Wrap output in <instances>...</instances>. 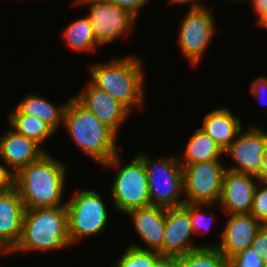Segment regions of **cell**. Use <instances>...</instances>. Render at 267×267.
Returning a JSON list of instances; mask_svg holds the SVG:
<instances>
[{
  "label": "cell",
  "instance_id": "obj_8",
  "mask_svg": "<svg viewBox=\"0 0 267 267\" xmlns=\"http://www.w3.org/2000/svg\"><path fill=\"white\" fill-rule=\"evenodd\" d=\"M226 164L211 160L182 166L185 203H219Z\"/></svg>",
  "mask_w": 267,
  "mask_h": 267
},
{
  "label": "cell",
  "instance_id": "obj_29",
  "mask_svg": "<svg viewBox=\"0 0 267 267\" xmlns=\"http://www.w3.org/2000/svg\"><path fill=\"white\" fill-rule=\"evenodd\" d=\"M251 247L256 254H261L265 264H267V225H262L257 231Z\"/></svg>",
  "mask_w": 267,
  "mask_h": 267
},
{
  "label": "cell",
  "instance_id": "obj_32",
  "mask_svg": "<svg viewBox=\"0 0 267 267\" xmlns=\"http://www.w3.org/2000/svg\"><path fill=\"white\" fill-rule=\"evenodd\" d=\"M14 187V174L0 163V192L8 191Z\"/></svg>",
  "mask_w": 267,
  "mask_h": 267
},
{
  "label": "cell",
  "instance_id": "obj_19",
  "mask_svg": "<svg viewBox=\"0 0 267 267\" xmlns=\"http://www.w3.org/2000/svg\"><path fill=\"white\" fill-rule=\"evenodd\" d=\"M229 107H218L207 113L202 119V132L210 136L225 152L244 129L239 116H234ZM237 117V118H236Z\"/></svg>",
  "mask_w": 267,
  "mask_h": 267
},
{
  "label": "cell",
  "instance_id": "obj_17",
  "mask_svg": "<svg viewBox=\"0 0 267 267\" xmlns=\"http://www.w3.org/2000/svg\"><path fill=\"white\" fill-rule=\"evenodd\" d=\"M167 208L148 206L133 209L126 213L132 219L137 235L143 240L147 247L131 243L130 246L158 251L163 256V239L165 230V216Z\"/></svg>",
  "mask_w": 267,
  "mask_h": 267
},
{
  "label": "cell",
  "instance_id": "obj_34",
  "mask_svg": "<svg viewBox=\"0 0 267 267\" xmlns=\"http://www.w3.org/2000/svg\"><path fill=\"white\" fill-rule=\"evenodd\" d=\"M203 0H168V4H176V5H184V4H190L189 9L194 10V9H207L206 5L201 3Z\"/></svg>",
  "mask_w": 267,
  "mask_h": 267
},
{
  "label": "cell",
  "instance_id": "obj_1",
  "mask_svg": "<svg viewBox=\"0 0 267 267\" xmlns=\"http://www.w3.org/2000/svg\"><path fill=\"white\" fill-rule=\"evenodd\" d=\"M62 162L47 152L14 175V187L25 210L66 206L63 198L68 166Z\"/></svg>",
  "mask_w": 267,
  "mask_h": 267
},
{
  "label": "cell",
  "instance_id": "obj_5",
  "mask_svg": "<svg viewBox=\"0 0 267 267\" xmlns=\"http://www.w3.org/2000/svg\"><path fill=\"white\" fill-rule=\"evenodd\" d=\"M136 156L143 162L147 173L150 205L167 209L183 206V173L178 155L154 159L148 153L140 152Z\"/></svg>",
  "mask_w": 267,
  "mask_h": 267
},
{
  "label": "cell",
  "instance_id": "obj_9",
  "mask_svg": "<svg viewBox=\"0 0 267 267\" xmlns=\"http://www.w3.org/2000/svg\"><path fill=\"white\" fill-rule=\"evenodd\" d=\"M73 4L89 6L87 16L91 22L93 35L102 47L117 40L120 36L130 35L137 21V18L128 10L104 0H74Z\"/></svg>",
  "mask_w": 267,
  "mask_h": 267
},
{
  "label": "cell",
  "instance_id": "obj_18",
  "mask_svg": "<svg viewBox=\"0 0 267 267\" xmlns=\"http://www.w3.org/2000/svg\"><path fill=\"white\" fill-rule=\"evenodd\" d=\"M11 128L0 135V160L15 175L24 166L38 161L48 151Z\"/></svg>",
  "mask_w": 267,
  "mask_h": 267
},
{
  "label": "cell",
  "instance_id": "obj_26",
  "mask_svg": "<svg viewBox=\"0 0 267 267\" xmlns=\"http://www.w3.org/2000/svg\"><path fill=\"white\" fill-rule=\"evenodd\" d=\"M212 207V204H190L185 203L183 207L190 213V222L194 232V235H204L210 232L211 226L213 225L214 215L213 213L201 212L200 208ZM210 216V217H209ZM209 220H208V219ZM211 222V224L209 222Z\"/></svg>",
  "mask_w": 267,
  "mask_h": 267
},
{
  "label": "cell",
  "instance_id": "obj_27",
  "mask_svg": "<svg viewBox=\"0 0 267 267\" xmlns=\"http://www.w3.org/2000/svg\"><path fill=\"white\" fill-rule=\"evenodd\" d=\"M250 214L263 225H267V185L259 183L256 186Z\"/></svg>",
  "mask_w": 267,
  "mask_h": 267
},
{
  "label": "cell",
  "instance_id": "obj_3",
  "mask_svg": "<svg viewBox=\"0 0 267 267\" xmlns=\"http://www.w3.org/2000/svg\"><path fill=\"white\" fill-rule=\"evenodd\" d=\"M63 114V127L71 136L75 145L85 156L97 164L107 163L119 153L116 144L117 134L101 121L73 96L66 101Z\"/></svg>",
  "mask_w": 267,
  "mask_h": 267
},
{
  "label": "cell",
  "instance_id": "obj_24",
  "mask_svg": "<svg viewBox=\"0 0 267 267\" xmlns=\"http://www.w3.org/2000/svg\"><path fill=\"white\" fill-rule=\"evenodd\" d=\"M178 267H227L229 260L216 246H202L177 257Z\"/></svg>",
  "mask_w": 267,
  "mask_h": 267
},
{
  "label": "cell",
  "instance_id": "obj_35",
  "mask_svg": "<svg viewBox=\"0 0 267 267\" xmlns=\"http://www.w3.org/2000/svg\"><path fill=\"white\" fill-rule=\"evenodd\" d=\"M155 267H178L176 257L163 256L155 265Z\"/></svg>",
  "mask_w": 267,
  "mask_h": 267
},
{
  "label": "cell",
  "instance_id": "obj_14",
  "mask_svg": "<svg viewBox=\"0 0 267 267\" xmlns=\"http://www.w3.org/2000/svg\"><path fill=\"white\" fill-rule=\"evenodd\" d=\"M73 97L116 134L131 114L123 104L107 92L97 89L90 82L77 96Z\"/></svg>",
  "mask_w": 267,
  "mask_h": 267
},
{
  "label": "cell",
  "instance_id": "obj_6",
  "mask_svg": "<svg viewBox=\"0 0 267 267\" xmlns=\"http://www.w3.org/2000/svg\"><path fill=\"white\" fill-rule=\"evenodd\" d=\"M119 156V153L114 155L102 165L117 169L110 190L114 208L125 215L133 209L151 206L148 178L143 162L135 155L128 164L124 165Z\"/></svg>",
  "mask_w": 267,
  "mask_h": 267
},
{
  "label": "cell",
  "instance_id": "obj_37",
  "mask_svg": "<svg viewBox=\"0 0 267 267\" xmlns=\"http://www.w3.org/2000/svg\"><path fill=\"white\" fill-rule=\"evenodd\" d=\"M261 29L267 30V17L266 19L259 25Z\"/></svg>",
  "mask_w": 267,
  "mask_h": 267
},
{
  "label": "cell",
  "instance_id": "obj_2",
  "mask_svg": "<svg viewBox=\"0 0 267 267\" xmlns=\"http://www.w3.org/2000/svg\"><path fill=\"white\" fill-rule=\"evenodd\" d=\"M136 56L127 54L108 62L88 65L91 77L89 82L97 89L110 94L130 112L135 108L143 111L145 104L146 70L143 68V60Z\"/></svg>",
  "mask_w": 267,
  "mask_h": 267
},
{
  "label": "cell",
  "instance_id": "obj_7",
  "mask_svg": "<svg viewBox=\"0 0 267 267\" xmlns=\"http://www.w3.org/2000/svg\"><path fill=\"white\" fill-rule=\"evenodd\" d=\"M105 203L103 196L94 189L73 192L66 203L68 233L72 245L104 231L109 221Z\"/></svg>",
  "mask_w": 267,
  "mask_h": 267
},
{
  "label": "cell",
  "instance_id": "obj_28",
  "mask_svg": "<svg viewBox=\"0 0 267 267\" xmlns=\"http://www.w3.org/2000/svg\"><path fill=\"white\" fill-rule=\"evenodd\" d=\"M234 267H265L261 254H256L252 247L229 259Z\"/></svg>",
  "mask_w": 267,
  "mask_h": 267
},
{
  "label": "cell",
  "instance_id": "obj_22",
  "mask_svg": "<svg viewBox=\"0 0 267 267\" xmlns=\"http://www.w3.org/2000/svg\"><path fill=\"white\" fill-rule=\"evenodd\" d=\"M9 128L17 134L23 135L28 139L34 140L40 146L50 138L56 131L37 116L22 114L17 108L9 113Z\"/></svg>",
  "mask_w": 267,
  "mask_h": 267
},
{
  "label": "cell",
  "instance_id": "obj_21",
  "mask_svg": "<svg viewBox=\"0 0 267 267\" xmlns=\"http://www.w3.org/2000/svg\"><path fill=\"white\" fill-rule=\"evenodd\" d=\"M66 103L62 105H54L46 98L29 93L18 103L16 108L27 115L37 116L44 122L49 124L55 131L63 125V114Z\"/></svg>",
  "mask_w": 267,
  "mask_h": 267
},
{
  "label": "cell",
  "instance_id": "obj_11",
  "mask_svg": "<svg viewBox=\"0 0 267 267\" xmlns=\"http://www.w3.org/2000/svg\"><path fill=\"white\" fill-rule=\"evenodd\" d=\"M234 165L227 170L258 177L267 162V131L260 126L250 125L242 129L235 141L225 150Z\"/></svg>",
  "mask_w": 267,
  "mask_h": 267
},
{
  "label": "cell",
  "instance_id": "obj_38",
  "mask_svg": "<svg viewBox=\"0 0 267 267\" xmlns=\"http://www.w3.org/2000/svg\"><path fill=\"white\" fill-rule=\"evenodd\" d=\"M227 267H234L230 262H228Z\"/></svg>",
  "mask_w": 267,
  "mask_h": 267
},
{
  "label": "cell",
  "instance_id": "obj_25",
  "mask_svg": "<svg viewBox=\"0 0 267 267\" xmlns=\"http://www.w3.org/2000/svg\"><path fill=\"white\" fill-rule=\"evenodd\" d=\"M163 256L158 251L143 250L128 245L111 267H155Z\"/></svg>",
  "mask_w": 267,
  "mask_h": 267
},
{
  "label": "cell",
  "instance_id": "obj_20",
  "mask_svg": "<svg viewBox=\"0 0 267 267\" xmlns=\"http://www.w3.org/2000/svg\"><path fill=\"white\" fill-rule=\"evenodd\" d=\"M224 155L221 147L200 128L190 137L182 155H178L179 162L182 166L205 162L211 160H221Z\"/></svg>",
  "mask_w": 267,
  "mask_h": 267
},
{
  "label": "cell",
  "instance_id": "obj_23",
  "mask_svg": "<svg viewBox=\"0 0 267 267\" xmlns=\"http://www.w3.org/2000/svg\"><path fill=\"white\" fill-rule=\"evenodd\" d=\"M62 36L67 46L77 52H95L97 47H101L95 40L88 16L72 21L63 31Z\"/></svg>",
  "mask_w": 267,
  "mask_h": 267
},
{
  "label": "cell",
  "instance_id": "obj_33",
  "mask_svg": "<svg viewBox=\"0 0 267 267\" xmlns=\"http://www.w3.org/2000/svg\"><path fill=\"white\" fill-rule=\"evenodd\" d=\"M250 1L257 14L256 25L259 26L267 17V0H245Z\"/></svg>",
  "mask_w": 267,
  "mask_h": 267
},
{
  "label": "cell",
  "instance_id": "obj_36",
  "mask_svg": "<svg viewBox=\"0 0 267 267\" xmlns=\"http://www.w3.org/2000/svg\"><path fill=\"white\" fill-rule=\"evenodd\" d=\"M258 182L267 185V162H266V166L264 167L263 171L258 176Z\"/></svg>",
  "mask_w": 267,
  "mask_h": 267
},
{
  "label": "cell",
  "instance_id": "obj_16",
  "mask_svg": "<svg viewBox=\"0 0 267 267\" xmlns=\"http://www.w3.org/2000/svg\"><path fill=\"white\" fill-rule=\"evenodd\" d=\"M23 201L16 188L0 192V253L9 254L22 234Z\"/></svg>",
  "mask_w": 267,
  "mask_h": 267
},
{
  "label": "cell",
  "instance_id": "obj_4",
  "mask_svg": "<svg viewBox=\"0 0 267 267\" xmlns=\"http://www.w3.org/2000/svg\"><path fill=\"white\" fill-rule=\"evenodd\" d=\"M72 246L68 233L66 206L34 208L24 211L22 234L10 252H51Z\"/></svg>",
  "mask_w": 267,
  "mask_h": 267
},
{
  "label": "cell",
  "instance_id": "obj_15",
  "mask_svg": "<svg viewBox=\"0 0 267 267\" xmlns=\"http://www.w3.org/2000/svg\"><path fill=\"white\" fill-rule=\"evenodd\" d=\"M258 177L226 170L219 207L227 214H249Z\"/></svg>",
  "mask_w": 267,
  "mask_h": 267
},
{
  "label": "cell",
  "instance_id": "obj_30",
  "mask_svg": "<svg viewBox=\"0 0 267 267\" xmlns=\"http://www.w3.org/2000/svg\"><path fill=\"white\" fill-rule=\"evenodd\" d=\"M117 5L120 8L128 10L133 16L137 18L141 8L149 2V0H104Z\"/></svg>",
  "mask_w": 267,
  "mask_h": 267
},
{
  "label": "cell",
  "instance_id": "obj_31",
  "mask_svg": "<svg viewBox=\"0 0 267 267\" xmlns=\"http://www.w3.org/2000/svg\"><path fill=\"white\" fill-rule=\"evenodd\" d=\"M250 85V94L254 95L257 100L260 101L267 96V76H258Z\"/></svg>",
  "mask_w": 267,
  "mask_h": 267
},
{
  "label": "cell",
  "instance_id": "obj_13",
  "mask_svg": "<svg viewBox=\"0 0 267 267\" xmlns=\"http://www.w3.org/2000/svg\"><path fill=\"white\" fill-rule=\"evenodd\" d=\"M224 229L219 234L220 241L216 246L218 250L229 260L238 253L245 251L255 238L262 223L249 214H229Z\"/></svg>",
  "mask_w": 267,
  "mask_h": 267
},
{
  "label": "cell",
  "instance_id": "obj_10",
  "mask_svg": "<svg viewBox=\"0 0 267 267\" xmlns=\"http://www.w3.org/2000/svg\"><path fill=\"white\" fill-rule=\"evenodd\" d=\"M209 7L207 9H188L180 22L178 32L179 50L193 67L199 64L210 42L216 35V24Z\"/></svg>",
  "mask_w": 267,
  "mask_h": 267
},
{
  "label": "cell",
  "instance_id": "obj_12",
  "mask_svg": "<svg viewBox=\"0 0 267 267\" xmlns=\"http://www.w3.org/2000/svg\"><path fill=\"white\" fill-rule=\"evenodd\" d=\"M193 229L190 222V213L183 207L168 208L165 216V230L163 239V256L179 257L191 250L202 246H209L207 242L201 245L193 241Z\"/></svg>",
  "mask_w": 267,
  "mask_h": 267
}]
</instances>
